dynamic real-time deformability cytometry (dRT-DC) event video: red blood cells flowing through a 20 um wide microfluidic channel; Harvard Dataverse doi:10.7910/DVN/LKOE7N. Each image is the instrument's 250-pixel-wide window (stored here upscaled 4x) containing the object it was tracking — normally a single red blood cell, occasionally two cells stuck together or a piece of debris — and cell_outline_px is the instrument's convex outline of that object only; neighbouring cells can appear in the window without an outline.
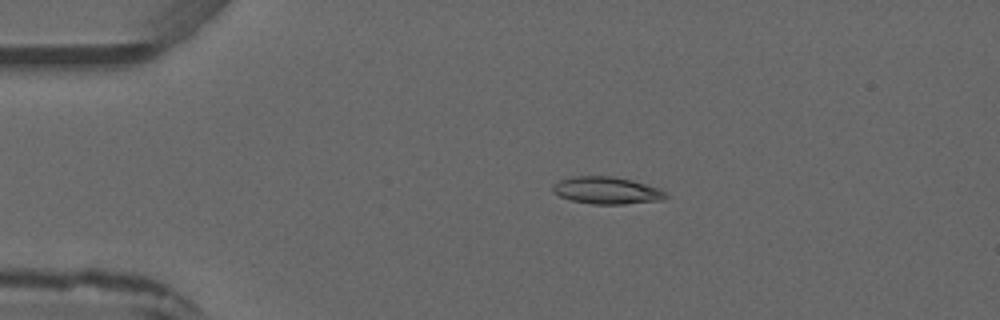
{"species": "common noctule bat (a hibernating species)", "species_latin": "Nyctalus noctula", "temperature_condition": "warm", "stored_images_in_passage": 2, "camera_frame_rate_fps": 3000, "um_per_image_px": 0.085, "animal": {"sex": "male", "forearm_length_mm": 52.5}, "frame": {"image": 1, "passage_image": 1, "time_ms": 0.0, "image_size_px": [1000, 320], "cell_outline_px": [[668, 196], [664, 200], [624, 204], [592, 204], [572, 200], [560, 196], [552, 192], [552, 184], [560, 180], [572, 176], [612, 176], [632, 180], [660, 188]], "centroid_in_image_um": [51.57, 16.18], "position_along_channel_um": 33.4, "area_um2": 17.98}}